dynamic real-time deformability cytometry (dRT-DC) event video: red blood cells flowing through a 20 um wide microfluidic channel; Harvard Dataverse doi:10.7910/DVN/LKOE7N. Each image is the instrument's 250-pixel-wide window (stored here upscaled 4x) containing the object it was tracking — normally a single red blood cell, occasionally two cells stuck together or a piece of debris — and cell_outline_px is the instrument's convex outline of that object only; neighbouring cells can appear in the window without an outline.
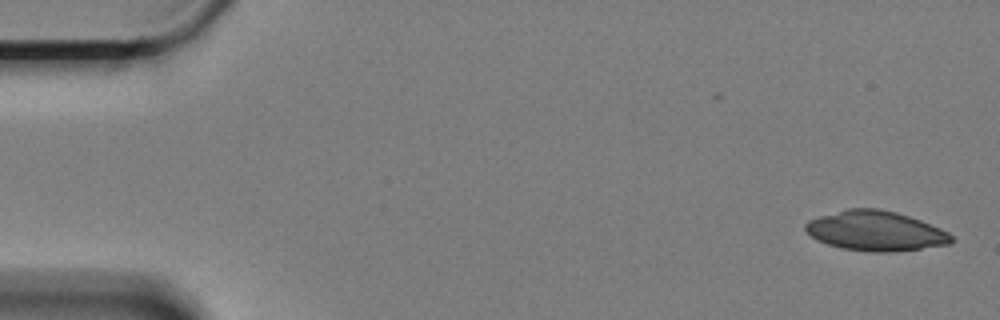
{"species": "Egyptian fruit bat (a non-hibernating species)", "species_latin": "Rousettus aegyptiacus", "temperature_condition": "cold", "stored_images_in_passage": 58, "camera_frame_rate_fps": 3000, "um_per_image_px": 0.085, "animal": {"sex": "female"}, "frame": {"image": 1, "passage_image": 1, "time_ms": 0.0, "image_size_px": [1000, 320], "cell_outline_px": [[956, 240], [948, 244], [920, 248], [888, 252], [872, 252], [840, 248], [828, 244], [812, 236], [804, 228], [804, 224], [808, 220], [820, 216], [848, 208], [876, 208], [896, 212], [920, 220], [940, 228], [948, 232]], "centroid_in_image_um": [74.42, 19.62], "position_along_channel_um": 10.6, "area_um2": 33.58}}
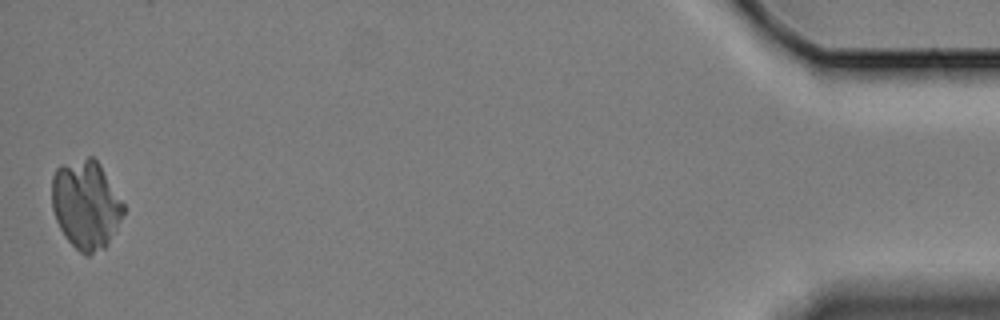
{"frame": {"image": 2, "passage_image": 58, "time_ms": 19.0, "image_size_px": [1000, 320], "cell_outline_px": [[124, 212], [116, 228], [104, 248], [88, 256], [84, 256], [64, 236], [56, 220], [52, 208], [52, 176], [56, 168], [64, 164], [88, 156], [92, 156], [100, 164], [124, 204]], "centroid_in_image_um": [7.28, 17.39], "position_along_channel_um": 427.9, "area_um2": 36.82}}